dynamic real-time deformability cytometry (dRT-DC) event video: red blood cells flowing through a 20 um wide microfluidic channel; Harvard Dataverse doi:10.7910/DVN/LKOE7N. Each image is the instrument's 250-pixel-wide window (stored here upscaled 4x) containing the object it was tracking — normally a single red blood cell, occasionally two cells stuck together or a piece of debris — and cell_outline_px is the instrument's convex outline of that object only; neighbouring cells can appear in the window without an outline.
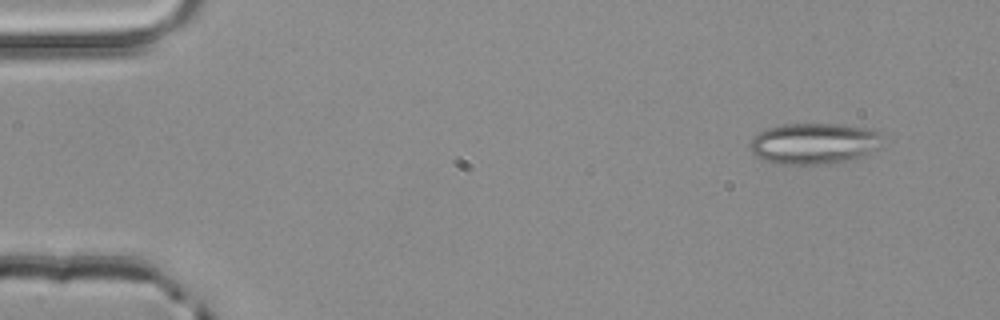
{"species": "common noctule bat (a hibernating species)", "species_latin": "Nyctalus noctula", "temperature_condition": "room temperature", "stored_images_in_passage": 3, "camera_frame_rate_fps": 3000, "um_per_image_px": 0.085, "animal": {"sex": "male", "body_mass_g": 20.4}, "frame": {"image": 1, "passage_image": 1, "time_ms": 0.0, "image_size_px": [1000, 320], "cell_outline_px": [[880, 148], [864, 156], [852, 160], [836, 164], [776, 164], [764, 160], [756, 156], [748, 148], [748, 144], [760, 132], [768, 128], [784, 124], [840, 124], [872, 128], [880, 132]], "centroid_in_image_um": [69.23, 12.21], "position_along_channel_um": 15.8, "area_um2": 32.19}}